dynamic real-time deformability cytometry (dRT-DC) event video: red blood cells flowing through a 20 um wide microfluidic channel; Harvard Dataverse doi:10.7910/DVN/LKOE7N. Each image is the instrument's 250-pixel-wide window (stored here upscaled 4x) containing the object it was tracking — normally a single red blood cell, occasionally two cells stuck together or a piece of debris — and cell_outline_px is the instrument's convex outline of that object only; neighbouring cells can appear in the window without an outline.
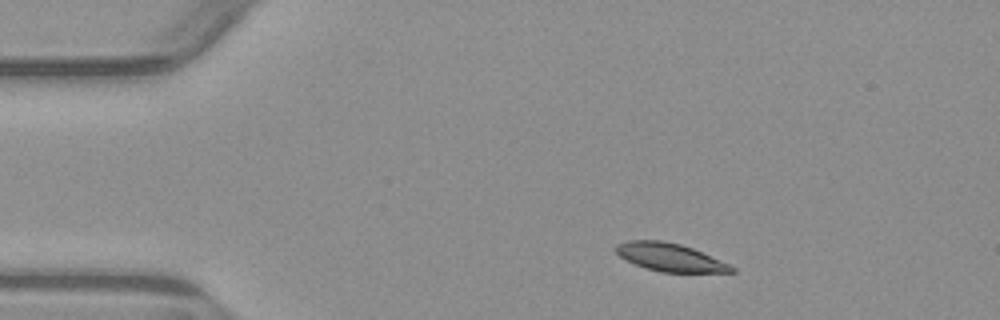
{"species": "common noctule bat (a hibernating species)", "species_latin": "Nyctalus noctula", "temperature_condition": "warm", "stored_images_in_passage": 4, "camera_frame_rate_fps": 3000, "um_per_image_px": 0.085, "animal": {"sex": "male", "body_mass_g": 23.1, "forearm_length_mm": 52.7}, "frame": {"image": 1, "passage_image": 1, "time_ms": 0.0, "image_size_px": [1000, 320], "cell_outline_px": [[736, 272], [660, 272], [624, 260], [612, 248], [616, 244], [628, 240], [660, 240], [680, 244], [692, 248], [728, 264], [736, 268]], "centroid_in_image_um": [56.89, 21.86], "position_along_channel_um": 28.1, "area_um2": 18.73}}
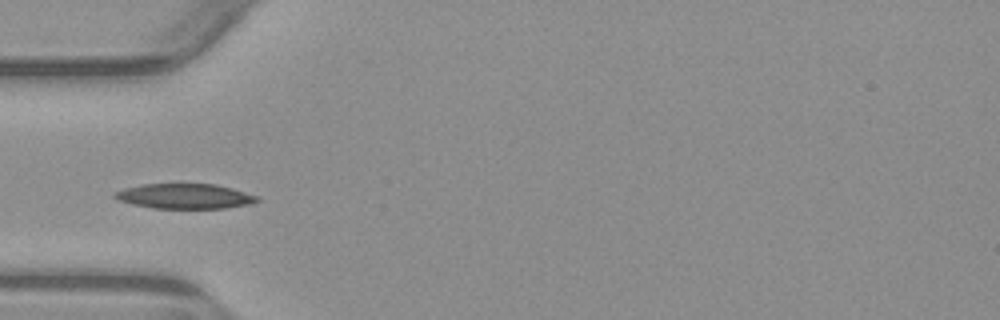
{"frame": {"image": 2, "passage_image": 3, "time_ms": 2.667, "image_size_px": [1000, 320], "cell_outline_px": [[260, 200], [248, 204], [224, 208], [152, 208], [132, 204], [120, 200], [112, 196], [112, 192], [124, 188], [140, 184], [216, 184], [232, 188], [260, 196]], "centroid_in_image_um": [15.69, 16.67], "position_along_channel_um": 69.3, "area_um2": 20.81}}
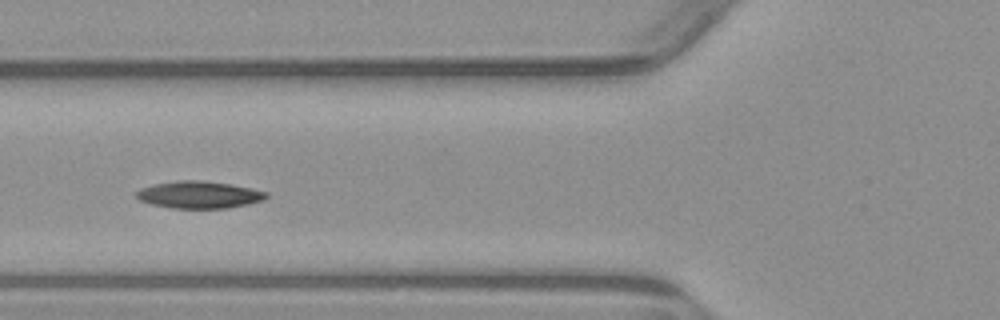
{"frame": {"image": 3, "passage_image": 4, "time_ms": 3.667, "image_size_px": [1000, 320], "cell_outline_px": [[268, 196], [264, 200], [248, 204], [228, 208], [172, 208], [152, 204], [140, 200], [136, 196], [136, 192], [140, 188], [152, 184], [180, 180], [204, 180], [232, 184], [268, 192]], "centroid_in_image_um": [16.93, 16.54], "position_along_channel_um": 108.9, "area_um2": 20.63}}